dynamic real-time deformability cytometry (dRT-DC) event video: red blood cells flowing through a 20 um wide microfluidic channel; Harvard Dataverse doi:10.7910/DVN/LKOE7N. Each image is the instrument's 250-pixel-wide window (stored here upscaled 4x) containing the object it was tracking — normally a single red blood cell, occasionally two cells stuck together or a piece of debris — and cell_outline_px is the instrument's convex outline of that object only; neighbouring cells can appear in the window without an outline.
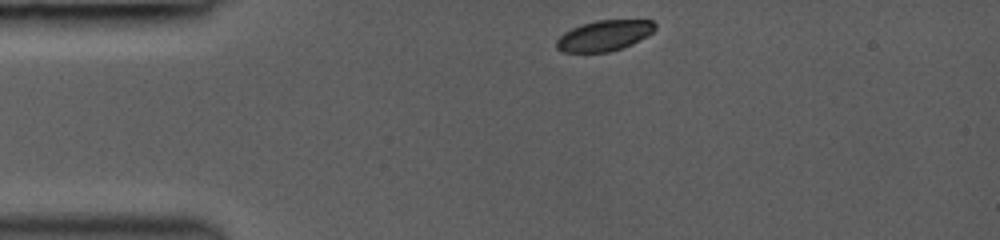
{"species": "common noctule bat (a hibernating species)", "species_latin": "Nyctalus noctula", "temperature_condition": "room temperature", "stored_images_in_passage": 32, "camera_frame_rate_fps": 3000, "um_per_image_px": 0.085, "animal": {"sex": "female", "body_mass_g": 19.0, "forearm_length_mm": 53.3}, "frame": {"image": 1, "passage_image": 1, "time_ms": 0.0, "image_size_px": [1000, 240], "cell_outline_px": [[656, 28], [648, 36], [632, 44], [608, 52], [560, 52], [556, 48], [556, 40], [564, 32], [580, 24], [596, 20], [652, 20], [656, 24]], "centroid_in_image_um": [51.35, 3.02], "position_along_channel_um": 33.7, "area_um2": 17.69}}
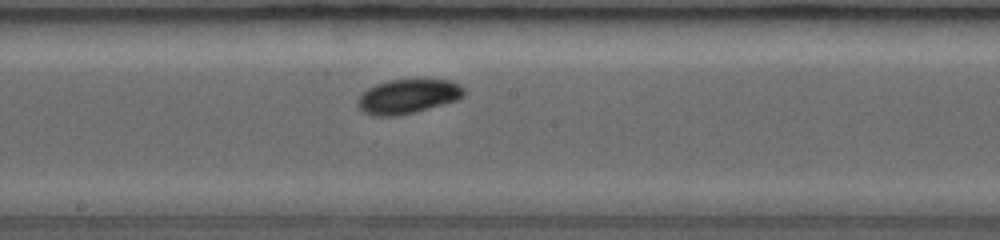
{"frame": {"image": 2, "passage_image": 18, "time_ms": 5.333, "image_size_px": [1000, 240], "cell_outline_px": [[464, 96], [456, 100], [428, 108], [396, 116], [372, 116], [364, 112], [356, 104], [356, 100], [368, 88], [376, 84], [388, 80], [448, 80], [460, 84], [464, 88]], "centroid_in_image_um": [34.64, 8.19], "position_along_channel_um": 213.6, "area_um2": 21.04}}
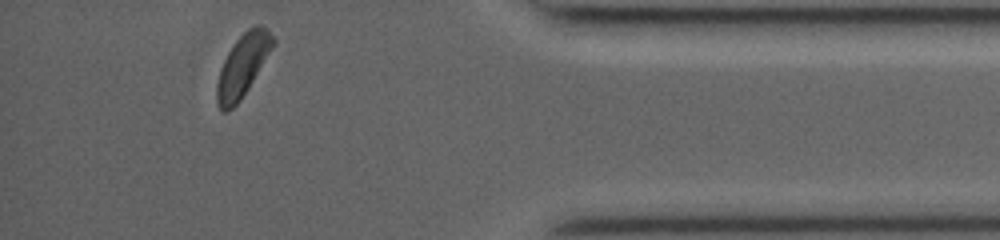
{"frame": {"image": 3, "passage_image": 32, "time_ms": 10.667, "image_size_px": [1000, 240], "cell_outline_px": [[276, 40], [272, 48], [248, 88], [240, 100], [228, 112], [220, 112], [216, 104], [216, 84], [220, 68], [228, 52], [236, 40], [248, 28], [256, 24], [260, 24], [268, 28]], "centroid_in_image_um": [20.61, 5.57], "position_along_channel_um": 414.6, "area_um2": 20.35}, "authors_computed_cell_mechanics": {"area_um2": 21.0392, "velocity_mm_per_s": 4.1921, "shape_relaxation_time_tau1_ms": 1.0189, "shape_relaxation_time_tau2_ms": null, "deformation_change_tau1": 0.0475, "deformation_change_tau2": null}}